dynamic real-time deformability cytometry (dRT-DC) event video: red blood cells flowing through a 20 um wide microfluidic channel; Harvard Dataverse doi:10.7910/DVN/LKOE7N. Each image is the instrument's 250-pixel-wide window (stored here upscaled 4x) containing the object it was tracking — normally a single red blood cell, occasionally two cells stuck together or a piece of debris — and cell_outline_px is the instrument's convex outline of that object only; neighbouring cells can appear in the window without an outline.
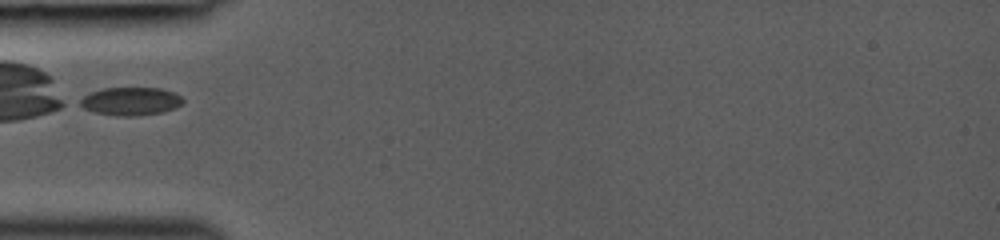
{"species": "common noctule bat (a hibernating species)", "species_latin": "Nyctalus noctula", "temperature_condition": "room temperature", "stored_images_in_passage": 5, "camera_frame_rate_fps": 3000, "um_per_image_px": 0.085, "animal": {"sex": "female", "body_mass_g": 19.0, "forearm_length_mm": 53.3}, "frame": {"image": 1, "passage_image": 2, "time_ms": 0.333, "image_size_px": [1000, 240], "cell_outline_px": [[184, 104], [164, 112], [136, 116], [120, 116], [92, 112], [76, 104], [76, 100], [92, 92], [104, 88], [160, 88], [172, 92], [180, 96], [184, 100]], "centroid_in_image_um": [11.07, 8.62], "position_along_channel_um": 73.9, "area_um2": 17.05}}